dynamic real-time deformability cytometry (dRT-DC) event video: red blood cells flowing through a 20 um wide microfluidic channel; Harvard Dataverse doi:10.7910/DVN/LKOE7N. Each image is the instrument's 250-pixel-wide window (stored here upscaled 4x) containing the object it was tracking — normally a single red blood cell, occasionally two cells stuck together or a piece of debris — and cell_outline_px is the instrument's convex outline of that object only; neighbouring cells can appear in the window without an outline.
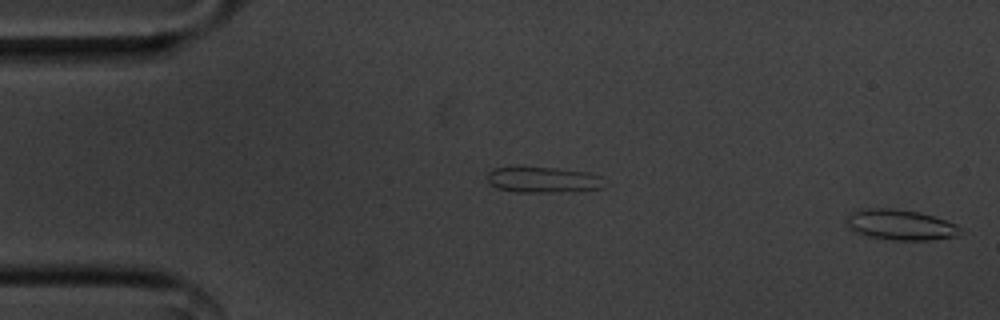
{"species": "common noctule bat (a hibernating species)", "species_latin": "Nyctalus noctula", "temperature_condition": "cold", "stored_images_in_passage": 55, "camera_frame_rate_fps": 3000, "um_per_image_px": 0.085, "animal": {"sex": "male", "body_mass_g": 20.1, "forearm_length_mm": 53.5}, "frame": {"image": 1, "passage_image": 1, "time_ms": 0.0, "image_size_px": [1000, 320], "cell_outline_px": [[960, 228], [956, 236], [928, 240], [892, 240], [868, 236], [856, 232], [848, 228], [848, 216], [852, 212], [868, 208], [896, 208], [916, 212], [932, 216], [956, 224]], "centroid_in_image_um": [76.51, 19.11], "position_along_channel_um": 8.5, "area_um2": 19.83}}
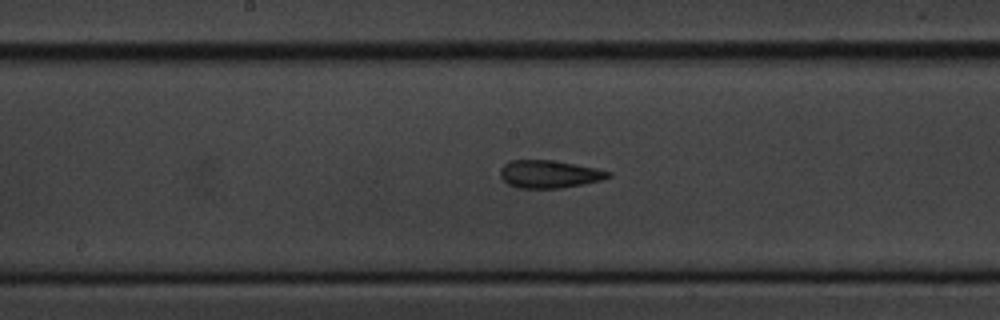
{"frame": {"image": 2, "passage_image": 28, "time_ms": 9.0, "image_size_px": [1000, 320], "cell_outline_px": [[612, 176], [604, 180], [560, 188], [520, 188], [508, 184], [500, 176], [500, 168], [504, 164], [512, 160], [552, 160], [576, 164], [596, 168], [612, 172]], "centroid_in_image_um": [46.71, 14.8], "position_along_channel_um": 201.5, "area_um2": 17.51}}
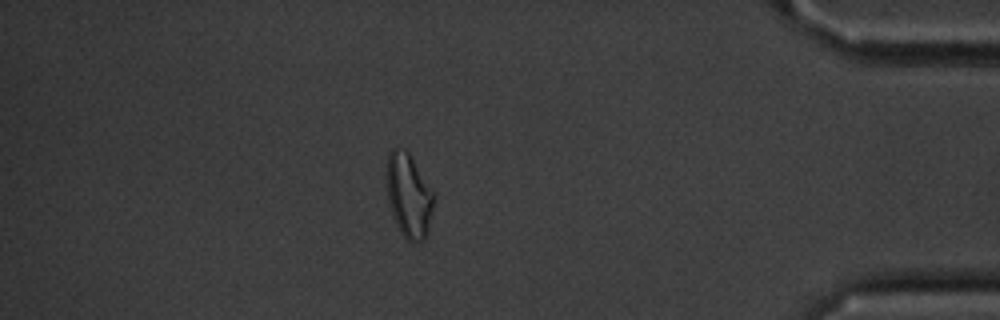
{"frame": {"image": 3, "passage_image": 48, "time_ms": 15.667, "image_size_px": [1000, 320], "cell_outline_px": [[436, 196], [428, 228], [424, 240], [412, 244], [400, 232], [392, 212], [388, 200], [388, 152], [392, 148], [404, 148], [408, 152], [436, 192]], "centroid_in_image_um": [34.8, 16.62], "position_along_channel_um": 400.4, "area_um2": 23.12}, "authors_computed_cell_mechanics": {"area_um2": 18.785, "velocity_mm_per_s": 3.5805, "shape_relaxation_time_tau1_ms": null, "shape_relaxation_time_tau2_ms": 3.4571, "deformation_change_tau1": null, "deformation_change_tau2": 0.1168}}